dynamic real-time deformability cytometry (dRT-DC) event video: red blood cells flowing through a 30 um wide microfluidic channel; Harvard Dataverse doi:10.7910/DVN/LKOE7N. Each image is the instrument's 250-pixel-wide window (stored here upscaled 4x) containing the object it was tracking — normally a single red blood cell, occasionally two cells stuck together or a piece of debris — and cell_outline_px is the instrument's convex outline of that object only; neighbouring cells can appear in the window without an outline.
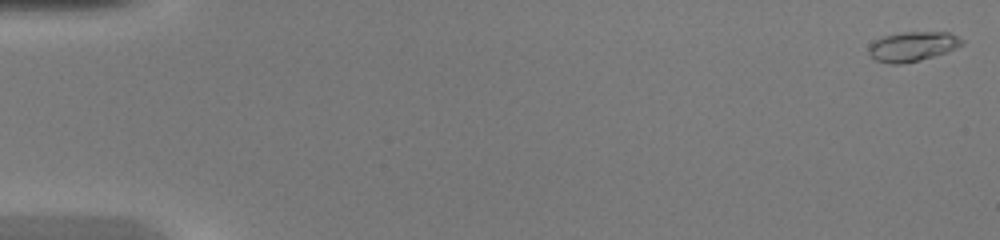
{"species": "common noctule bat (a hibernating species)", "species_latin": "Nyctalus noctula", "temperature_condition": "warm", "stored_images_in_passage": 43, "camera_frame_rate_fps": 3000, "um_per_image_px": 0.085, "animal": {"sex": "female", "body_mass_g": 20.0, "forearm_length_mm": 54.0}, "frame": {"image": 1, "passage_image": 1, "time_ms": 0.0, "image_size_px": [1000, 240], "cell_outline_px": [[964, 44], [956, 48], [920, 60], [900, 64], [888, 64], [876, 60], [868, 52], [868, 44], [884, 36], [904, 32], [948, 32], [964, 40]], "centroid_in_image_um": [77.55, 3.95], "position_along_channel_um": 7.5, "area_um2": 15.95}}
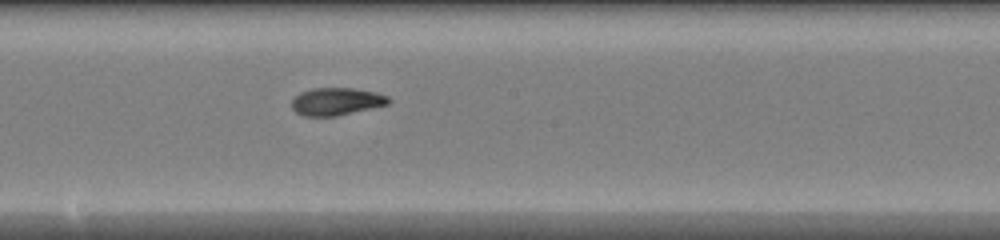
{"frame": {"image": 2, "passage_image": 27, "time_ms": 8.667, "image_size_px": [1000, 240], "cell_outline_px": [[392, 100], [388, 104], [336, 116], [304, 116], [296, 112], [292, 108], [292, 100], [300, 92], [312, 88], [352, 88], [376, 92], [388, 96]], "centroid_in_image_um": [28.59, 8.62], "position_along_channel_um": 219.6, "area_um2": 15.49}}
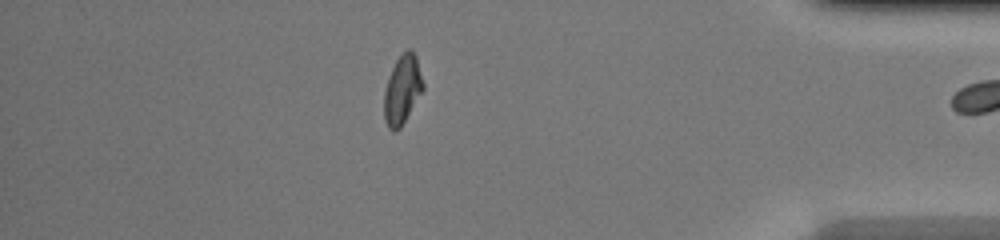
{"frame": {"image": 3, "passage_image": 42, "time_ms": 13.667, "image_size_px": [1000, 240], "cell_outline_px": [[424, 88], [400, 128], [396, 132], [392, 132], [388, 128], [384, 120], [384, 92], [388, 76], [396, 60], [408, 48], [416, 56], [424, 84]], "centroid_in_image_um": [34.18, 7.65], "position_along_channel_um": 401.0, "area_um2": 15.55}, "authors_computed_cell_mechanics": {"area_um2": 15.4326, "velocity_mm_per_s": 4.3519, "shape_relaxation_time_tau1_ms": 9.7049, "shape_relaxation_time_tau2_ms": 1.2849, "deformation_change_tau1": 0.3283, "deformation_change_tau2": 0.0593}}